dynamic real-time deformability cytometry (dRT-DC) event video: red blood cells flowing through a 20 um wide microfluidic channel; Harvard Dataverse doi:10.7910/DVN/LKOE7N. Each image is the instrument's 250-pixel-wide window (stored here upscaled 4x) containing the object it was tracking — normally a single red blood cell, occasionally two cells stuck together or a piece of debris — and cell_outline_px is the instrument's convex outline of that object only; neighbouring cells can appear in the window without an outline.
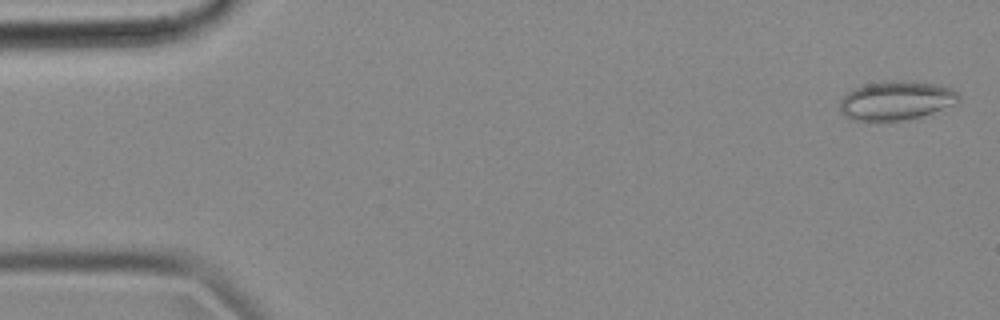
{"species": "common noctule bat (a hibernating species)", "species_latin": "Nyctalus noctula", "temperature_condition": "cold", "stored_images_in_passage": 55, "camera_frame_rate_fps": 3000, "um_per_image_px": 0.085, "animal": {"sex": "female", "body_mass_g": 18.4}, "frame": {"image": 1, "passage_image": 2, "time_ms": 0.333, "image_size_px": [1000, 320], "cell_outline_px": [[960, 100], [956, 104], [920, 116], [904, 120], [852, 120], [844, 116], [840, 112], [840, 100], [852, 88], [864, 84], [884, 80], [904, 80], [940, 84], [952, 88], [960, 96]], "centroid_in_image_um": [76.17, 8.52], "position_along_channel_um": 8.8, "area_um2": 27.28}}
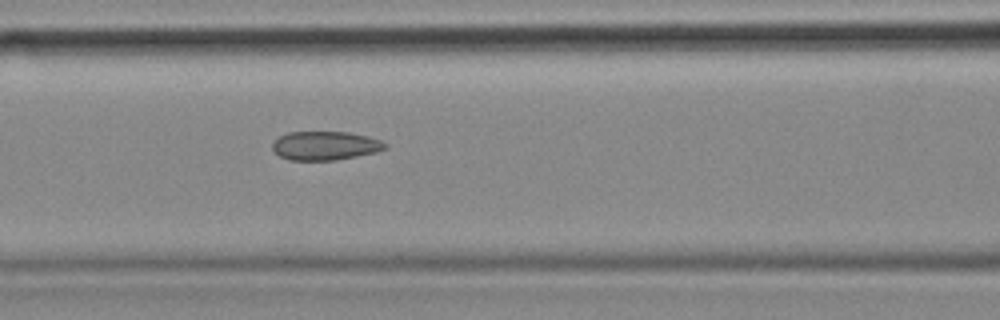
{"frame": {"image": 2, "passage_image": 23, "time_ms": 7.333, "image_size_px": [1000, 320], "cell_outline_px": [[388, 148], [376, 152], [336, 160], [288, 160], [280, 156], [272, 148], [272, 144], [280, 136], [288, 132], [348, 132], [368, 136], [380, 140], [388, 144]], "centroid_in_image_um": [27.67, 12.38], "position_along_channel_um": 138.9, "area_um2": 18.9}}
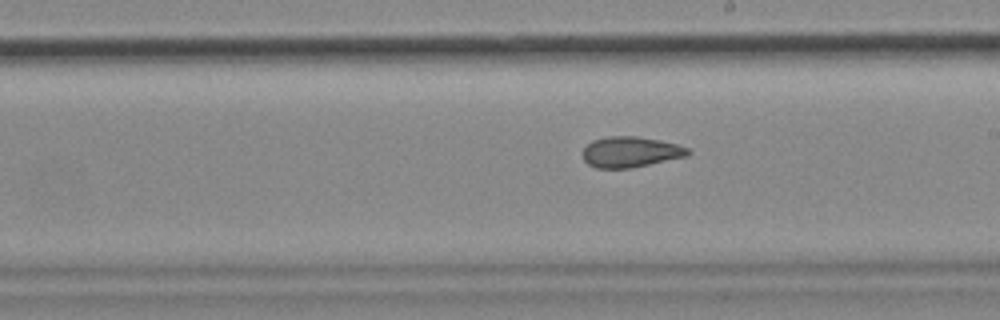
{"frame": {"image": 3, "passage_image": 31, "time_ms": 10.0, "image_size_px": [1000, 320], "cell_outline_px": [[692, 152], [688, 156], [632, 168], [596, 168], [588, 164], [584, 160], [580, 152], [592, 140], [608, 136], [636, 136], [660, 140], [676, 144], [688, 148]], "centroid_in_image_um": [53.58, 12.92], "position_along_channel_um": 235.4, "area_um2": 19.02}, "authors_computed_cell_mechanics": {"area_um2": 20.0566, "velocity_mm_per_s": 3.6379, "shape_relaxation_time_tau1_ms": null, "shape_relaxation_time_tau2_ms": 2.4065, "deformation_change_tau1": null, "deformation_change_tau2": 0.077}}